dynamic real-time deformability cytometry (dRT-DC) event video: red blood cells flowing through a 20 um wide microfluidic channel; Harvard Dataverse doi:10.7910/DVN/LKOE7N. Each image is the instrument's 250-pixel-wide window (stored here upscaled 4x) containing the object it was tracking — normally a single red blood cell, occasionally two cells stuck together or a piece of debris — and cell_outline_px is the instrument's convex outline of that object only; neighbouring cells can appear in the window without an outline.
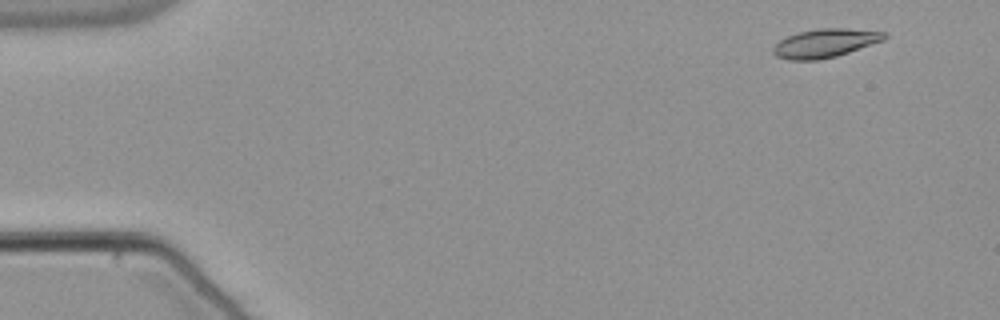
{"species": "common noctule bat (a hibernating species)", "species_latin": "Nyctalus noctula", "temperature_condition": "warm", "stored_images_in_passage": 54, "camera_frame_rate_fps": 3000, "um_per_image_px": 0.085, "animal": {"sex": "male", "body_mass_g": 21.5, "forearm_length_mm": 52.0}, "frame": {"image": 1, "passage_image": 4, "time_ms": 1.0, "image_size_px": [1000, 320], "cell_outline_px": [[888, 36], [884, 40], [836, 56], [820, 60], [788, 60], [776, 56], [772, 52], [772, 48], [780, 40], [788, 36], [800, 32], [820, 28], [844, 28], [888, 32]], "centroid_in_image_um": [70.14, 3.67], "position_along_channel_um": 14.9, "area_um2": 18.5}}
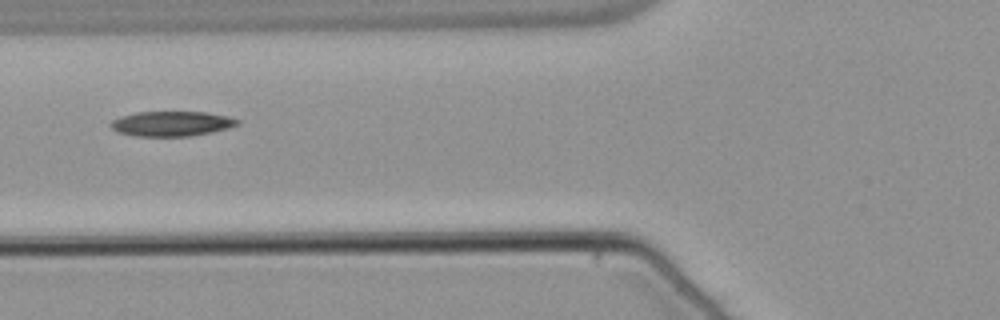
{"frame": {"image": 2, "passage_image": 21, "time_ms": 6.667, "image_size_px": [1000, 320], "cell_outline_px": [[240, 124], [228, 128], [212, 132], [188, 136], [136, 136], [120, 132], [112, 128], [108, 124], [112, 120], [120, 116], [136, 112], [208, 112], [228, 116], [240, 120]], "centroid_in_image_um": [14.6, 10.5], "position_along_channel_um": 111.2, "area_um2": 18.44}}
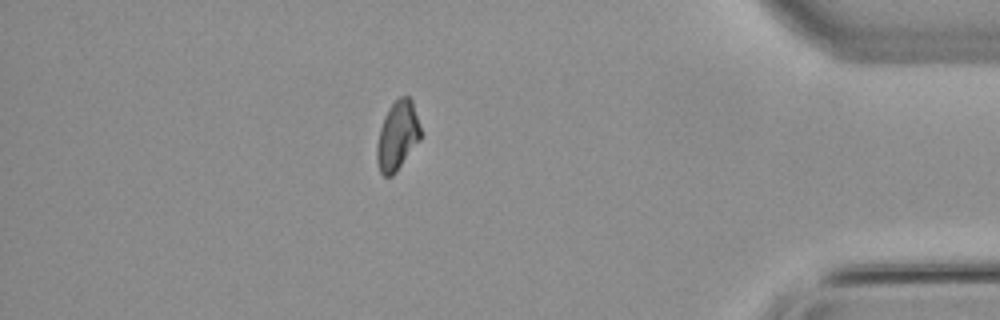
{"frame": {"image": 3, "passage_image": 47, "time_ms": 15.333, "image_size_px": [1000, 320], "cell_outline_px": [[420, 140], [396, 172], [392, 176], [384, 176], [380, 172], [376, 160], [376, 148], [380, 128], [384, 116], [388, 108], [400, 96], [408, 96], [412, 100], [420, 128]], "centroid_in_image_um": [33.76, 11.55], "position_along_channel_um": 401.4, "area_um2": 17.51}, "authors_computed_cell_mechanics": {"area_um2": 18.3226, "velocity_mm_per_s": 3.7996, "shape_relaxation_time_tau1_ms": 7.4254, "shape_relaxation_time_tau2_ms": null, "deformation_change_tau1": 0.1835, "deformation_change_tau2": null}}